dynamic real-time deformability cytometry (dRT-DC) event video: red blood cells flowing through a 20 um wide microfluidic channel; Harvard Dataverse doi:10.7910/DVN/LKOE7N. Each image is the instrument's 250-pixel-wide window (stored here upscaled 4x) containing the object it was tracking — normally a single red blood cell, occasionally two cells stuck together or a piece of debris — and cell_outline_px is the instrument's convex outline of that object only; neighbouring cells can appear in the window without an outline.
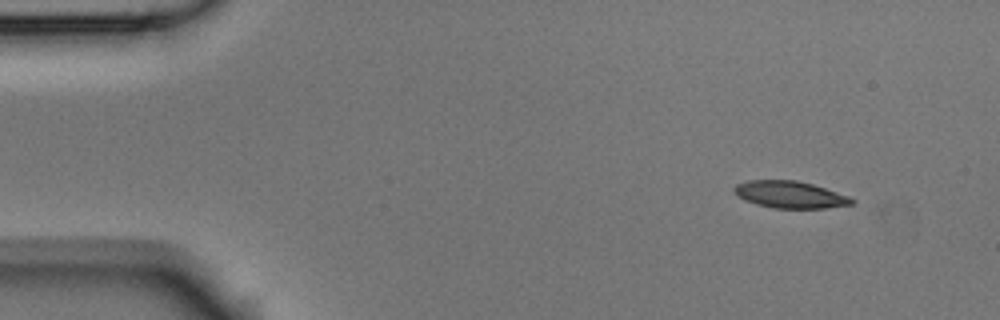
{"species": "Egyptian fruit bat (a non-hibernating species)", "species_latin": "Rousettus aegyptiacus", "temperature_condition": "room temperature", "stored_images_in_passage": 3, "camera_frame_rate_fps": 3000, "um_per_image_px": 0.085, "animal": {"sex": "male"}, "frame": {"image": 1, "passage_image": 1, "time_ms": 0.0, "image_size_px": [1000, 320], "cell_outline_px": [[856, 204], [824, 208], [772, 208], [756, 204], [744, 200], [736, 196], [732, 188], [736, 184], [748, 180], [796, 180], [812, 184], [848, 196], [856, 200]], "centroid_in_image_um": [67.12, 16.54], "position_along_channel_um": 17.9, "area_um2": 18.61}}